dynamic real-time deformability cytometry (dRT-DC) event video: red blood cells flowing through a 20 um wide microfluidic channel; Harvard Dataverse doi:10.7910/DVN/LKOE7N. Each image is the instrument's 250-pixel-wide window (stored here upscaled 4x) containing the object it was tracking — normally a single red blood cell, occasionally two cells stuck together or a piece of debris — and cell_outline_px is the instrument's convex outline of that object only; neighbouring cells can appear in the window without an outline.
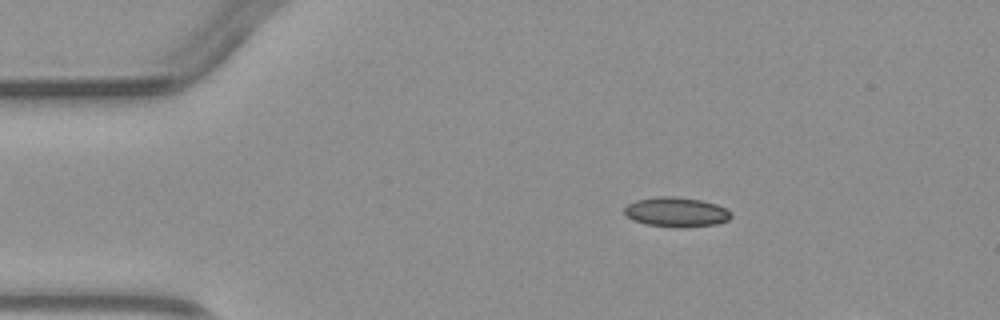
{"species": "common noctule bat (a hibernating species)", "species_latin": "Nyctalus noctula", "temperature_condition": "warm", "stored_images_in_passage": 3, "camera_frame_rate_fps": 3000, "um_per_image_px": 0.085, "animal": {"sex": "male", "body_mass_g": 23.1, "forearm_length_mm": 52.7}, "frame": {"image": 1, "passage_image": 1, "time_ms": 0.0, "image_size_px": [1000, 320], "cell_outline_px": [[732, 216], [728, 220], [716, 224], [680, 228], [644, 224], [632, 220], [624, 212], [624, 208], [628, 204], [636, 200], [660, 196], [676, 196], [700, 200], [716, 204], [732, 212]], "centroid_in_image_um": [57.48, 18.03], "position_along_channel_um": 27.5, "area_um2": 18.5}}